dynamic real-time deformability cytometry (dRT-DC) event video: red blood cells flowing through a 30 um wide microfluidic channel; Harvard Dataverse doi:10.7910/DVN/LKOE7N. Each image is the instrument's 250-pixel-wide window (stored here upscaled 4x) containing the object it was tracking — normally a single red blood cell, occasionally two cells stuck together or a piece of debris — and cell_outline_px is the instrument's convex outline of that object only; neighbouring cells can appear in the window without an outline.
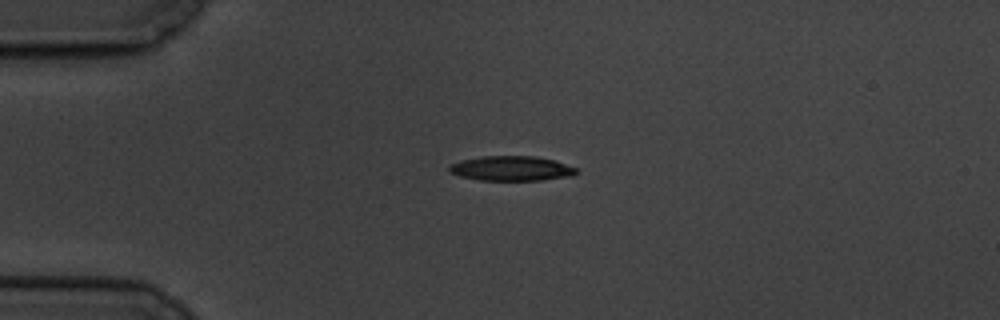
{"species": "common noctule bat (a hibernating species)", "species_latin": "Nyctalus noctula", "temperature_condition": "cold", "stored_images_in_passage": 4, "camera_frame_rate_fps": 3000, "um_per_image_px": 0.085, "animal": {"sex": "male", "body_mass_g": 19.5, "forearm_length_mm": 54.6}, "frame": {"image": 1, "passage_image": 4, "time_ms": 3.333, "image_size_px": [1000, 320], "cell_outline_px": [[576, 172], [572, 176], [540, 180], [480, 180], [460, 176], [448, 172], [448, 168], [452, 164], [460, 160], [480, 156], [536, 156], [556, 160], [576, 168]], "centroid_in_image_um": [43.45, 14.31], "position_along_channel_um": 41.5, "area_um2": 18.38}}